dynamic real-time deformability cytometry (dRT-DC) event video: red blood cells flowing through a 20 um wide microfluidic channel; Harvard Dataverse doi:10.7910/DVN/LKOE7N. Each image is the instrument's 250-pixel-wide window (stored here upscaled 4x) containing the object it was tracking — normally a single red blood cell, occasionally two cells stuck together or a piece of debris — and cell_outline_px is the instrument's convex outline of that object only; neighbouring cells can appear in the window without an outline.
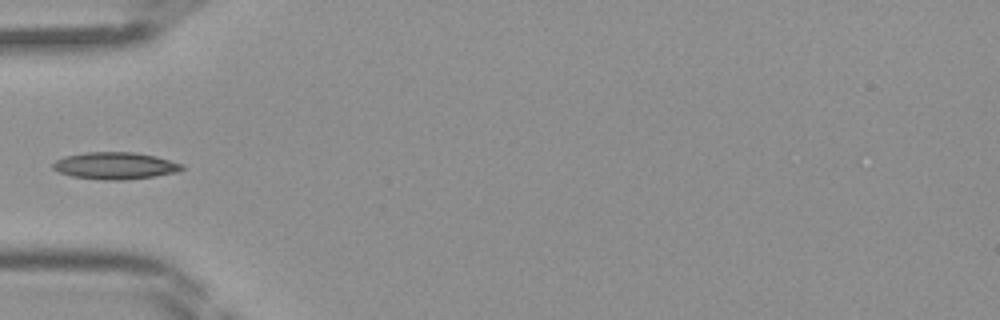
{"species": "Egyptian fruit bat (a non-hibernating species)", "species_latin": "Rousettus aegyptiacus", "temperature_condition": "room temperature", "stored_images_in_passage": 31, "camera_frame_rate_fps": 3000, "um_per_image_px": 0.085, "frame": {"image": 1, "passage_image": 1, "time_ms": 0.0, "image_size_px": [1000, 320], "cell_outline_px": [[184, 168], [176, 172], [156, 176], [124, 180], [104, 180], [72, 176], [60, 172], [52, 168], [52, 164], [56, 160], [64, 156], [84, 152], [136, 152], [156, 156], [184, 164]], "centroid_in_image_um": [9.8, 14.08], "position_along_channel_um": 75.2, "area_um2": 20.4}}
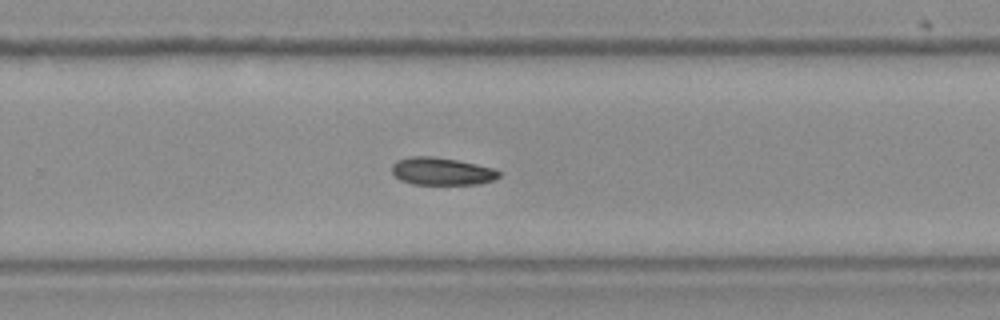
{"frame": {"image": 2, "passage_image": 15, "time_ms": 4.667, "image_size_px": [1000, 320], "cell_outline_px": [[500, 176], [492, 180], [480, 184], [412, 184], [400, 180], [392, 172], [392, 164], [396, 160], [408, 156], [432, 156], [456, 160], [476, 164], [492, 168], [500, 172]], "centroid_in_image_um": [37.51, 14.56], "position_along_channel_um": 292.3, "area_um2": 17.17}}
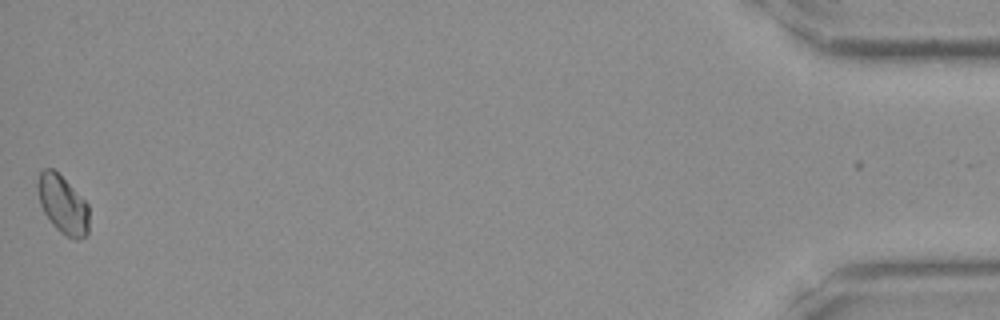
{"frame": {"image": 3, "passage_image": 30, "time_ms": 9.667, "image_size_px": [1000, 320], "cell_outline_px": [[88, 232], [84, 236], [76, 240], [60, 232], [52, 224], [44, 212], [40, 204], [36, 188], [36, 184], [40, 172], [44, 168], [52, 168], [88, 204]], "centroid_in_image_um": [5.3, 17.39], "position_along_channel_um": 429.9, "area_um2": 17.11}}